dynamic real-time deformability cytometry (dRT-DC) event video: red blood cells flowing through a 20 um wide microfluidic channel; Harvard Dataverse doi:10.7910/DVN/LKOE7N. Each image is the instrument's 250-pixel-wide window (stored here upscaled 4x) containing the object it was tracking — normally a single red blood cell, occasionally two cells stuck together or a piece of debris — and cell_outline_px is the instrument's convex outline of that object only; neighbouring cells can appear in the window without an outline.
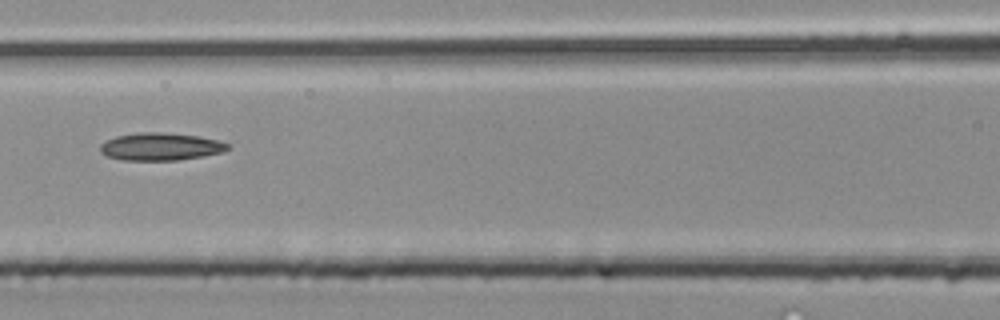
{"species": "common noctule bat (a hibernating species)", "species_latin": "Nyctalus noctula", "temperature_condition": "room temperature", "stored_images_in_passage": 5, "camera_frame_rate_fps": 3000, "um_per_image_px": 0.085, "animal": {"sex": "male", "body_mass_g": 20.4}, "frame": {"image": 1, "passage_image": 5, "time_ms": 1.333, "image_size_px": [1000, 320], "cell_outline_px": [[232, 148], [224, 152], [204, 156], [176, 160], [124, 160], [108, 156], [100, 152], [100, 144], [116, 136], [136, 132], [164, 132], [200, 136], [216, 140], [228, 144]], "centroid_in_image_um": [13.68, 12.45], "position_along_channel_um": 152.9, "area_um2": 20.58}}